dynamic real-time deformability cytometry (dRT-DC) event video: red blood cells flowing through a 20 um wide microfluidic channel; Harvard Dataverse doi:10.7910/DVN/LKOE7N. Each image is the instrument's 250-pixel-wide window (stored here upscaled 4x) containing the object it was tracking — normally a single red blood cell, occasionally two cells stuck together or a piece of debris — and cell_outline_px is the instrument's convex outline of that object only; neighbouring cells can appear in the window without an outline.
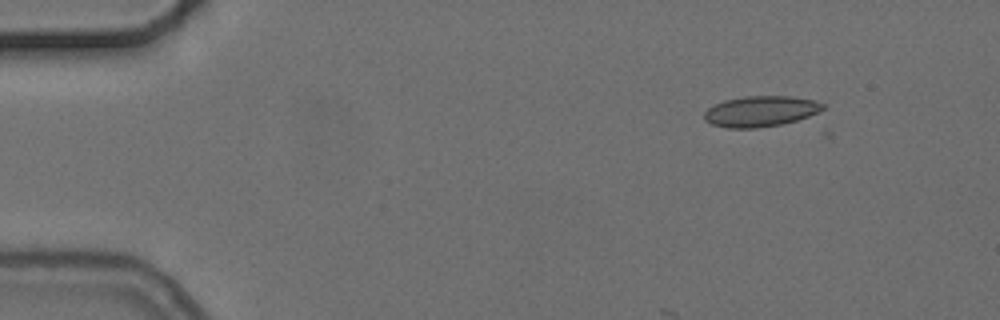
{"species": "common noctule bat (a hibernating species)", "species_latin": "Nyctalus noctula", "temperature_condition": "cold", "stored_images_in_passage": 8, "camera_frame_rate_fps": 3000, "um_per_image_px": 0.085, "animal": {"sex": "female", "body_mass_g": 24.6, "forearm_length_mm": 56.2}, "frame": {"image": 1, "passage_image": 1, "time_ms": 0.0, "image_size_px": [1000, 320], "cell_outline_px": [[824, 108], [808, 116], [796, 120], [780, 124], [756, 128], [728, 128], [712, 124], [704, 120], [704, 112], [708, 108], [724, 100], [744, 96], [792, 96], [812, 100], [824, 104]], "centroid_in_image_um": [64.61, 9.45], "position_along_channel_um": 20.4, "area_um2": 20.98}}
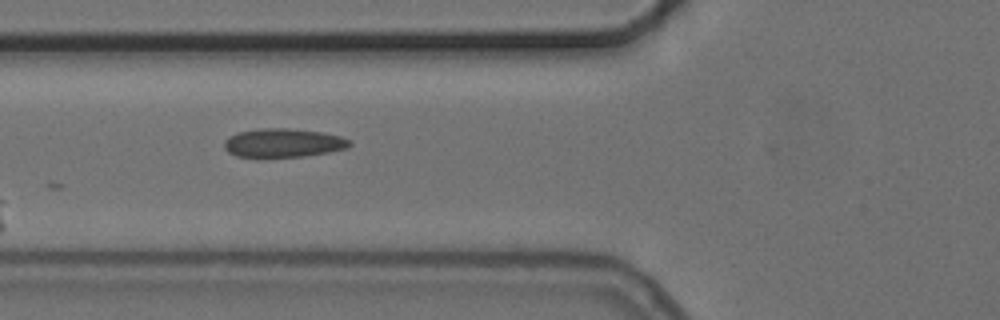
{"frame": {"image": 2, "passage_image": 5, "time_ms": 4.667, "image_size_px": [1000, 320], "cell_outline_px": [[352, 144], [348, 148], [328, 152], [304, 156], [256, 160], [236, 156], [228, 152], [224, 148], [224, 140], [228, 136], [236, 132], [260, 128], [288, 128], [320, 132], [340, 136], [352, 140]], "centroid_in_image_um": [24.0, 12.18], "position_along_channel_um": 101.8, "area_um2": 21.91}}
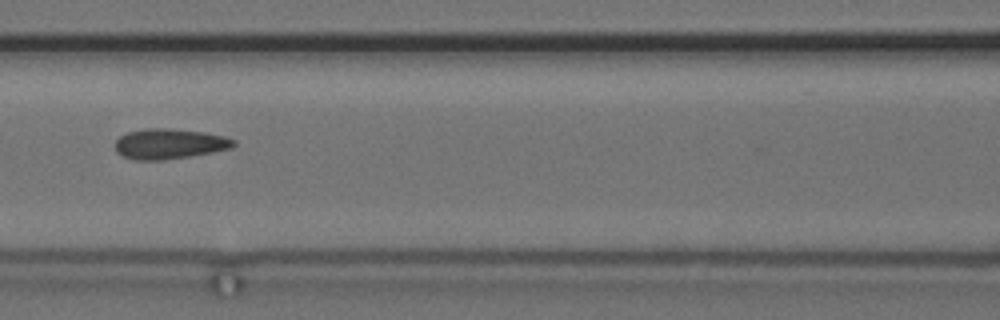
{"frame": {"image": 3, "passage_image": 6, "time_ms": 6.0, "image_size_px": [1000, 320], "cell_outline_px": [[236, 144], [232, 148], [212, 152], [188, 156], [160, 160], [132, 160], [116, 152], [116, 140], [120, 136], [128, 132], [144, 128], [168, 128], [204, 132], [224, 136], [236, 140]], "centroid_in_image_um": [14.4, 12.22], "position_along_channel_um": 152.2, "area_um2": 20.87}}